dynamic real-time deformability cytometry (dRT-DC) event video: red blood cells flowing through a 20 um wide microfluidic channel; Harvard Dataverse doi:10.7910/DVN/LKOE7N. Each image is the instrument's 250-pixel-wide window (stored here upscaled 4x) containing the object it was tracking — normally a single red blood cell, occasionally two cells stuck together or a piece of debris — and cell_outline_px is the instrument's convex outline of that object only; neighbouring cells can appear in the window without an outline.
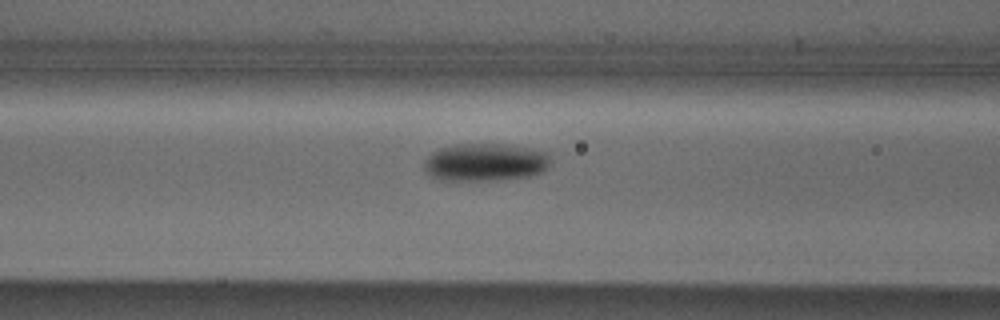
{"species": "Egyptian fruit bat (a non-hibernating species)", "species_latin": "Rousettus aegyptiacus", "temperature_condition": "cold", "stored_images_in_passage": 7, "segment_of_instrument_passage": [2, 2], "camera_frame_rate_fps": 3000, "um_per_image_px": 0.085, "animal": {"sex": "male"}, "frame": {"image": 1, "passage_image": 7, "time_ms": 2.0, "image_size_px": [1000, 320], "cell_outline_px": [[548, 164], [540, 172], [528, 176], [496, 180], [440, 180], [428, 176], [424, 172], [424, 160], [432, 152], [440, 148], [456, 144], [512, 144], [548, 152]], "centroid_in_image_um": [41.17, 13.78], "position_along_channel_um": 125.4, "area_um2": 27.92}}